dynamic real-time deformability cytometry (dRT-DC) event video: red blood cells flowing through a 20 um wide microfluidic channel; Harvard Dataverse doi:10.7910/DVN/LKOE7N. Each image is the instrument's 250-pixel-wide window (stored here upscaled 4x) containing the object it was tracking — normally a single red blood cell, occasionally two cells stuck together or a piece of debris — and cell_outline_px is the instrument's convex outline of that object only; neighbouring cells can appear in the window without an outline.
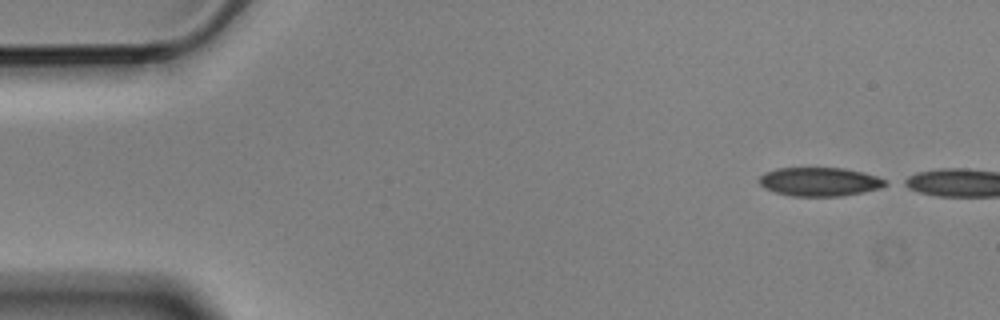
{"species": "Egyptian fruit bat (a non-hibernating species)", "species_latin": "Rousettus aegyptiacus", "temperature_condition": "cold", "stored_images_in_passage": 5, "camera_frame_rate_fps": 3000, "um_per_image_px": 0.085, "animal": {"sex": "male"}, "frame": {"image": 1, "passage_image": 1, "time_ms": 0.0, "image_size_px": [1000, 320], "cell_outline_px": [[888, 184], [880, 188], [864, 192], [840, 196], [792, 196], [776, 192], [764, 188], [760, 184], [760, 176], [764, 172], [776, 168], [844, 168], [864, 172], [888, 180]], "centroid_in_image_um": [69.69, 15.44], "position_along_channel_um": 15.3, "area_um2": 21.21}}
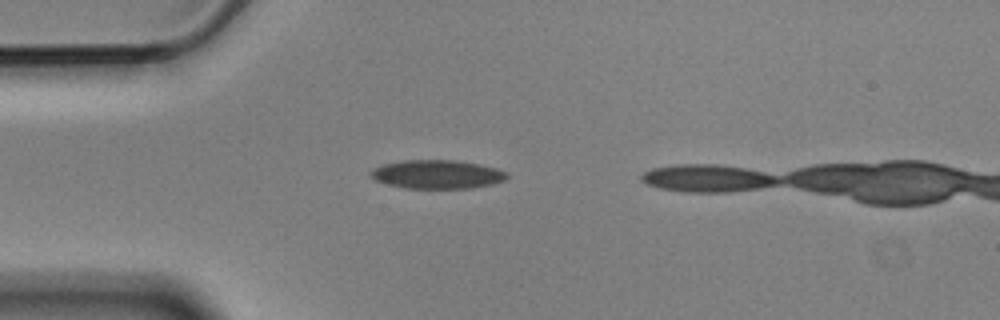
{"frame": {"image": 2, "passage_image": 4, "time_ms": 1.0, "image_size_px": [1000, 320], "cell_outline_px": [[508, 176], [504, 180], [492, 184], [472, 188], [404, 188], [388, 184], [376, 180], [368, 176], [368, 172], [372, 168], [380, 164], [404, 160], [456, 160], [480, 164], [496, 168], [508, 172]], "centroid_in_image_um": [37.12, 14.81], "position_along_channel_um": 47.9, "area_um2": 23.0}}